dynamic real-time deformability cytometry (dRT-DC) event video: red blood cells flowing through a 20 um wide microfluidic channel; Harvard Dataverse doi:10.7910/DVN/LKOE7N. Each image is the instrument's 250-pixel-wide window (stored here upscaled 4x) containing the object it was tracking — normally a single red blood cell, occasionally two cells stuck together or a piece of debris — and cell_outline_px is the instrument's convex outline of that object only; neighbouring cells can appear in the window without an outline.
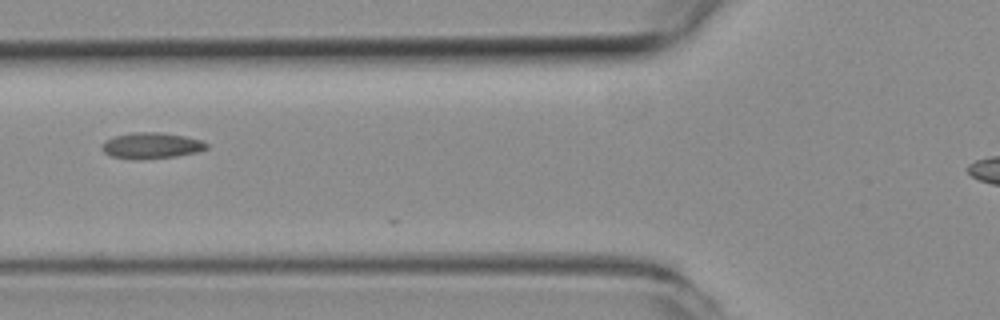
{"species": "common noctule bat (a hibernating species)", "species_latin": "Nyctalus noctula", "temperature_condition": "room temperature", "stored_images_in_passage": 6, "camera_frame_rate_fps": 3000, "um_per_image_px": 0.085, "animal": {"sex": "female", "body_mass_g": 19.3, "forearm_length_mm": 54.1}, "frame": {"image": 1, "passage_image": 3, "time_ms": 0.667, "image_size_px": [1000, 320], "cell_outline_px": [[208, 148], [196, 152], [176, 156], [112, 156], [104, 152], [100, 148], [100, 144], [104, 140], [116, 136], [132, 132], [160, 132], [184, 136], [200, 140], [208, 144]], "centroid_in_image_um": [12.87, 12.31], "position_along_channel_um": 112.9, "area_um2": 14.97}}